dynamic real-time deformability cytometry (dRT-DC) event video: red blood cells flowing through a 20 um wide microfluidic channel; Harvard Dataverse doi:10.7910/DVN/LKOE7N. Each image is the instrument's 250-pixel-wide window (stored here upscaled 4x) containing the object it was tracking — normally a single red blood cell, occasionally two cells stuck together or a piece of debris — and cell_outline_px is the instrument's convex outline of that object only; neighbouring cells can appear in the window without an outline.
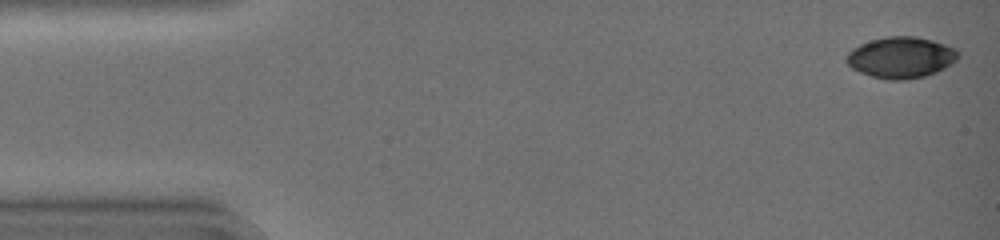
{"species": "common noctule bat (a hibernating species)", "species_latin": "Nyctalus noctula", "temperature_condition": "warm", "stored_images_in_passage": 36, "segment_of_instrument_passage": [1, 2], "camera_frame_rate_fps": 3000, "um_per_image_px": 0.085, "animal": {"sex": "female", "body_mass_g": 19.0, "forearm_length_mm": 51.5}, "frame": {"image": 1, "passage_image": 1, "time_ms": 0.0, "image_size_px": [1000, 240], "cell_outline_px": [[960, 56], [952, 64], [936, 72], [924, 76], [904, 80], [888, 80], [872, 76], [860, 72], [852, 68], [844, 60], [848, 52], [852, 48], [860, 44], [872, 40], [888, 36], [916, 36], [932, 40], [956, 48]], "centroid_in_image_um": [76.58, 4.88], "position_along_channel_um": 8.4, "area_um2": 26.88}}
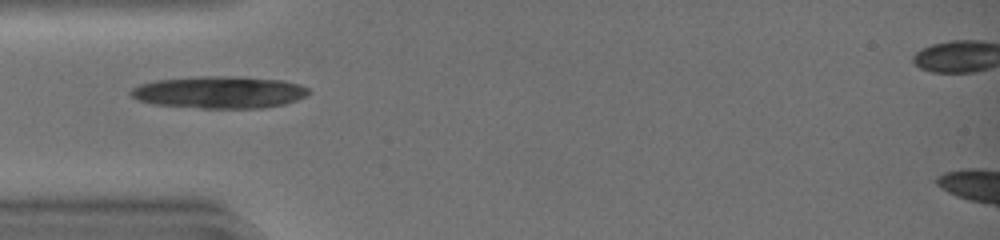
{"frame": {"image": 2, "passage_image": 14, "time_ms": 4.333, "image_size_px": [1000, 240], "cell_outline_px": [[312, 92], [308, 96], [284, 104], [264, 108], [200, 108], [152, 104], [140, 100], [132, 96], [128, 92], [132, 88], [140, 84], [156, 80], [200, 76], [240, 76], [284, 80], [300, 84], [308, 88]], "centroid_in_image_um": [18.7, 7.83], "position_along_channel_um": 66.3, "area_um2": 33.64}}
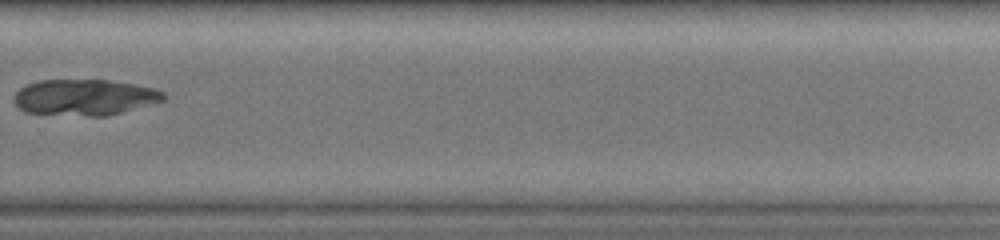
{"frame": {"image": 3, "passage_image": 32, "time_ms": 10.333, "image_size_px": [1000, 240], "cell_outline_px": [[164, 100], [108, 116], [88, 116], [24, 112], [12, 100], [12, 96], [20, 88], [36, 80], [108, 80], [136, 84], [156, 88], [164, 92]], "centroid_in_image_um": [7.17, 8.26], "position_along_channel_um": 322.6, "area_um2": 31.5}}